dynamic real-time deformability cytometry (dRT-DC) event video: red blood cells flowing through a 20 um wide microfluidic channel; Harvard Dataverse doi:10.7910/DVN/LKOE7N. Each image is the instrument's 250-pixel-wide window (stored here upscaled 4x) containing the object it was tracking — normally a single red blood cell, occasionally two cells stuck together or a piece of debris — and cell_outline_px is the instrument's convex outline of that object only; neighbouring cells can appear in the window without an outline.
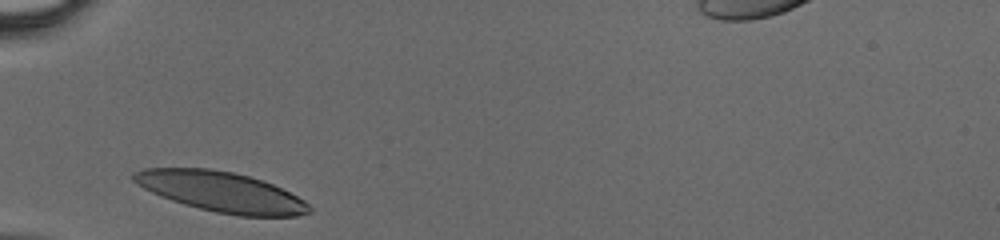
{"species": "human", "species_latin": "Homo sapiens", "temperature_condition": "cold", "stored_images_in_passage": 23, "camera_frame_rate_fps": 3000, "um_per_image_px": 0.085, "donor": {"sex": "male"}, "frame": {"image": 1, "passage_image": 1, "time_ms": 0.0, "image_size_px": [1000, 240], "cell_outline_px": [[312, 212], [296, 216], [240, 216], [216, 212], [184, 204], [172, 200], [152, 192], [136, 184], [132, 180], [132, 172], [144, 168], [208, 168], [232, 172], [264, 180], [304, 200], [312, 208]], "centroid_in_image_um": [18.79, 16.3], "position_along_channel_um": 66.2, "area_um2": 40.86}}
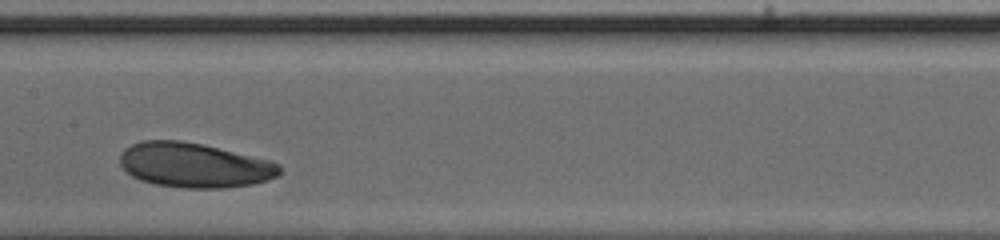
{"frame": {"image": 2, "passage_image": 10, "time_ms": 3.0, "image_size_px": [1000, 240], "cell_outline_px": [[280, 172], [276, 176], [268, 180], [252, 184], [224, 188], [184, 188], [156, 184], [140, 180], [132, 176], [120, 164], [120, 156], [124, 148], [132, 144], [144, 140], [180, 140], [200, 144], [268, 160], [276, 164], [280, 168]], "centroid_in_image_um": [16.47, 14.04], "position_along_channel_um": 190.9, "area_um2": 41.1}}
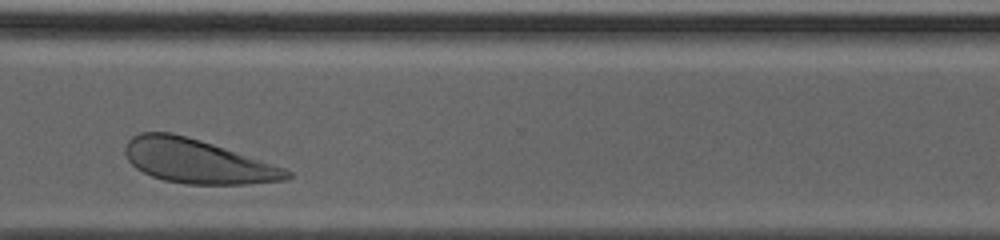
{"frame": {"image": 3, "passage_image": 21, "time_ms": 6.667, "image_size_px": [1000, 240], "cell_outline_px": [[292, 176], [288, 180], [248, 184], [184, 184], [164, 180], [152, 176], [136, 168], [128, 160], [124, 152], [124, 148], [128, 140], [132, 136], [140, 132], [172, 132], [200, 140], [284, 168], [292, 172]], "centroid_in_image_um": [16.74, 13.71], "position_along_channel_um": 353.9, "area_um2": 41.21}}